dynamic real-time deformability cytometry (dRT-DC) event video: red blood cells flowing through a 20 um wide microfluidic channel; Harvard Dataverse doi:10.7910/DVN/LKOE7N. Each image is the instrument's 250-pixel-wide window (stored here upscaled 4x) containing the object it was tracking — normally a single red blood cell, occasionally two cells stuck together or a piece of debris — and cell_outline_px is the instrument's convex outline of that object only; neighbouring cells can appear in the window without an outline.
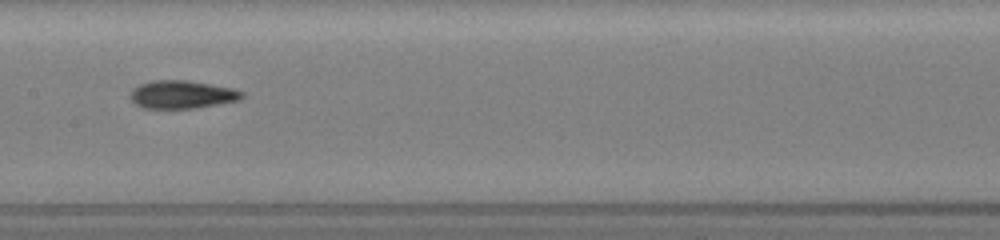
{"species": "common noctule bat (a hibernating species)", "species_latin": "Nyctalus noctula", "temperature_condition": "room temperature", "stored_images_in_passage": 12, "camera_frame_rate_fps": 3000, "um_per_image_px": 0.085, "animal": {"sex": "female", "body_mass_g": 19.5, "forearm_length_mm": 54.1}, "frame": {"image": 1, "passage_image": 10, "time_ms": 5.0, "image_size_px": [1000, 240], "cell_outline_px": [[244, 96], [240, 100], [196, 108], [144, 108], [136, 104], [128, 96], [132, 88], [140, 84], [152, 80], [188, 80], [232, 88], [244, 92]], "centroid_in_image_um": [15.46, 8.03], "position_along_channel_um": 191.9, "area_um2": 18.32}}